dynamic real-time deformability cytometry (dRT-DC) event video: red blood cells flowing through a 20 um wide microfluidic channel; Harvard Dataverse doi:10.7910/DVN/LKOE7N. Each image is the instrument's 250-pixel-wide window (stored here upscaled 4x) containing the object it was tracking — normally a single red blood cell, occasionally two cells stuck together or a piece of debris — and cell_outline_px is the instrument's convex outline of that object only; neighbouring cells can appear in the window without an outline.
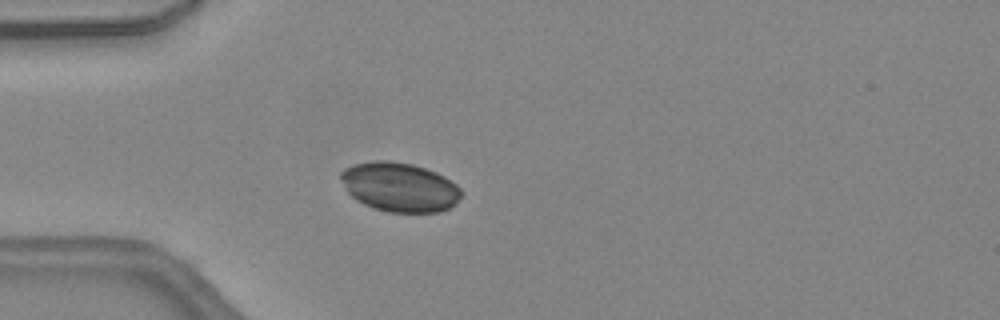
{"species": "common noctule bat (a hibernating species)", "species_latin": "Nyctalus noctula", "temperature_condition": "warm", "stored_images_in_passage": 46, "camera_frame_rate_fps": 3000, "um_per_image_px": 0.085, "animal": {"sex": "female", "body_mass_g": 24.6, "forearm_length_mm": 56.2}, "frame": {"image": 1, "passage_image": 13, "time_ms": 4.0, "image_size_px": [1000, 320], "cell_outline_px": [[464, 192], [456, 204], [440, 212], [388, 212], [364, 204], [356, 200], [344, 188], [340, 176], [340, 172], [344, 168], [352, 164], [372, 160], [388, 160], [412, 164], [436, 172], [444, 176], [456, 184]], "centroid_in_image_um": [33.96, 15.89], "position_along_channel_um": 51.0, "area_um2": 34.8}}